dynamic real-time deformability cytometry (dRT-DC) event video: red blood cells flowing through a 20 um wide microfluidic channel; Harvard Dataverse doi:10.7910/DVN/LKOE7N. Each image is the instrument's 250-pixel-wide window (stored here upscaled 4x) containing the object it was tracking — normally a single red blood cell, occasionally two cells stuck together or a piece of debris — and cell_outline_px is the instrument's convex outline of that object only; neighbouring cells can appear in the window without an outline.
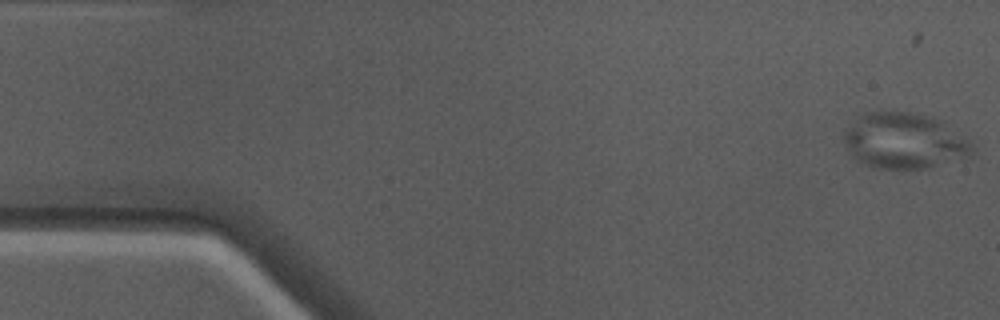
{"species": "Egyptian fruit bat (a non-hibernating species)", "species_latin": "Rousettus aegyptiacus", "temperature_condition": "warm", "stored_images_in_passage": 45, "camera_frame_rate_fps": 3000, "um_per_image_px": 0.085, "animal": {"sex": "male"}, "frame": {"image": 1, "passage_image": 1, "time_ms": 0.0, "image_size_px": [1000, 320], "cell_outline_px": [[976, 148], [972, 156], [932, 168], [876, 168], [864, 164], [856, 160], [852, 156], [844, 140], [844, 132], [864, 112], [880, 108], [896, 108], [932, 116], [940, 120], [964, 136]], "centroid_in_image_um": [76.9, 11.93], "position_along_channel_um": 8.1, "area_um2": 42.77}}
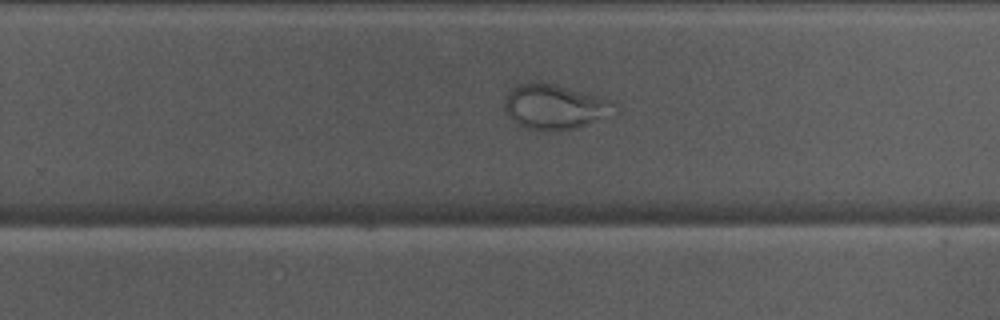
{"frame": {"image": 2, "passage_image": 31, "time_ms": 10.0, "image_size_px": [1000, 320], "cell_outline_px": [[620, 112], [616, 116], [576, 128], [560, 132], [548, 132], [528, 128], [516, 124], [508, 116], [504, 108], [504, 96], [516, 84], [532, 80], [556, 84], [612, 100], [616, 104]], "centroid_in_image_um": [47.21, 9.09], "position_along_channel_um": 282.6, "area_um2": 30.11}}
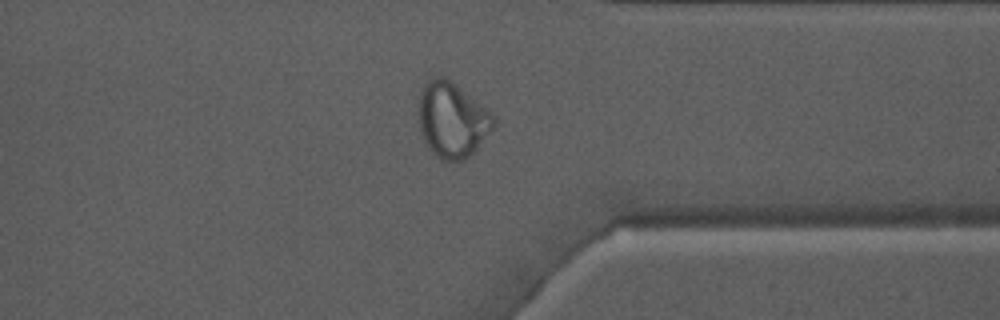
{"frame": {"image": 3, "passage_image": 38, "time_ms": 12.333, "image_size_px": [1000, 320], "cell_outline_px": [[496, 124], [476, 148], [464, 160], [440, 160], [428, 148], [420, 132], [420, 88], [432, 76], [444, 76], [456, 84], [488, 108], [492, 112], [496, 120]], "centroid_in_image_um": [38.44, 10.16], "position_along_channel_um": 373.0, "area_um2": 32.83}}